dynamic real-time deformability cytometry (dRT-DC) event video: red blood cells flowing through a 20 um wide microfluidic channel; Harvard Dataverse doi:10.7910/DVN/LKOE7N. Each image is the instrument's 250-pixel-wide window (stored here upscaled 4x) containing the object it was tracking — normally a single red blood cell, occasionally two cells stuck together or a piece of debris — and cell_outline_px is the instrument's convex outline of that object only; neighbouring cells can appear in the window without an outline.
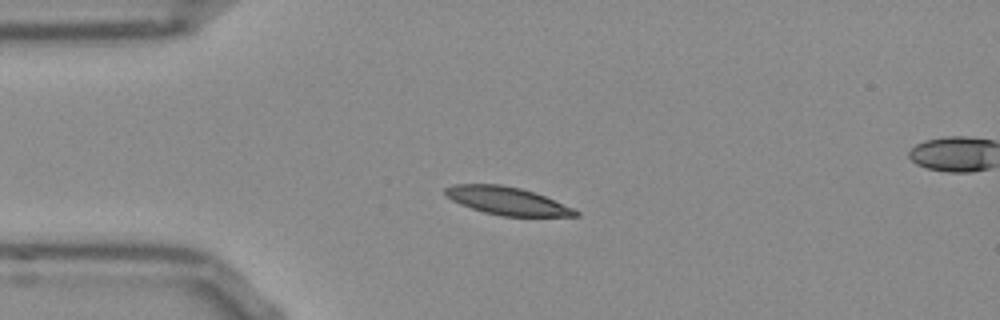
{"species": "Egyptian fruit bat (a non-hibernating species)", "species_latin": "Rousettus aegyptiacus", "temperature_condition": "room temperature", "stored_images_in_passage": 43, "segment_of_instrument_passage": [1, 2], "camera_frame_rate_fps": 3000, "um_per_image_px": 0.085, "frame": {"image": 1, "passage_image": 1, "time_ms": 0.0, "image_size_px": [1000, 320], "cell_outline_px": [[580, 216], [500, 216], [484, 212], [460, 204], [452, 200], [444, 192], [444, 188], [452, 184], [500, 184], [520, 188], [544, 196], [572, 208], [580, 212]], "centroid_in_image_um": [43.07, 17.07], "position_along_channel_um": 41.9, "area_um2": 20.92}}
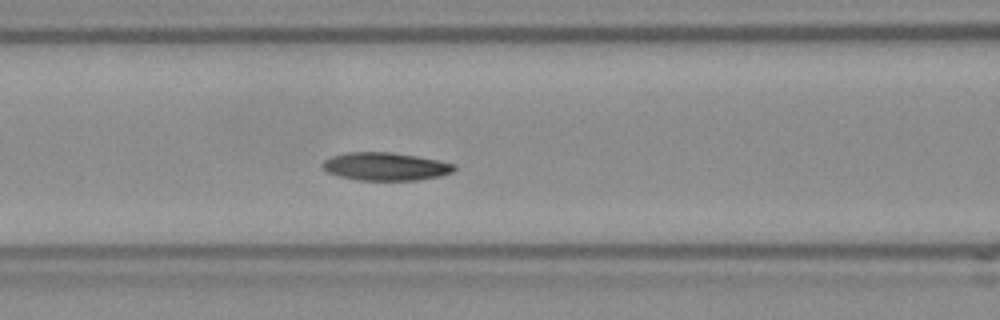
{"frame": {"image": 2, "passage_image": 10, "time_ms": 3.0, "image_size_px": [1000, 320], "cell_outline_px": [[456, 168], [452, 172], [440, 176], [416, 180], [356, 180], [340, 176], [328, 172], [320, 164], [324, 160], [332, 156], [348, 152], [392, 152], [416, 156], [456, 164]], "centroid_in_image_um": [32.76, 14.15], "position_along_channel_um": 133.8, "area_um2": 21.39}}
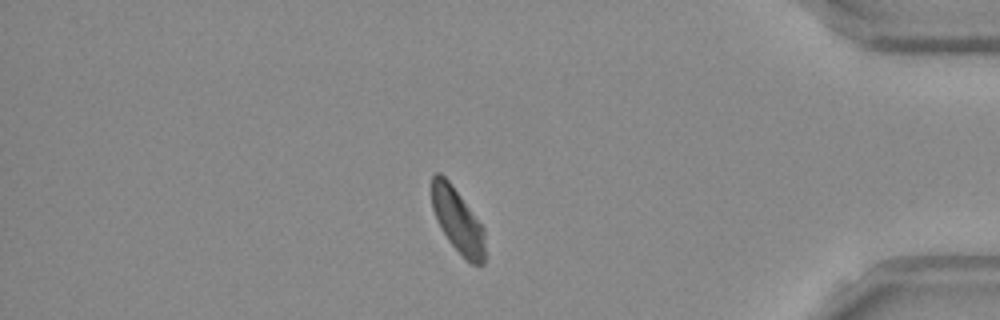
{"frame": {"image": 3, "passage_image": 34, "time_ms": 11.0, "image_size_px": [1000, 320], "cell_outline_px": [[484, 264], [472, 264], [448, 240], [436, 220], [432, 208], [432, 176], [436, 172], [440, 172], [448, 180], [484, 228]], "centroid_in_image_um": [38.88, 18.72], "position_along_channel_um": 396.3, "area_um2": 19.48}}